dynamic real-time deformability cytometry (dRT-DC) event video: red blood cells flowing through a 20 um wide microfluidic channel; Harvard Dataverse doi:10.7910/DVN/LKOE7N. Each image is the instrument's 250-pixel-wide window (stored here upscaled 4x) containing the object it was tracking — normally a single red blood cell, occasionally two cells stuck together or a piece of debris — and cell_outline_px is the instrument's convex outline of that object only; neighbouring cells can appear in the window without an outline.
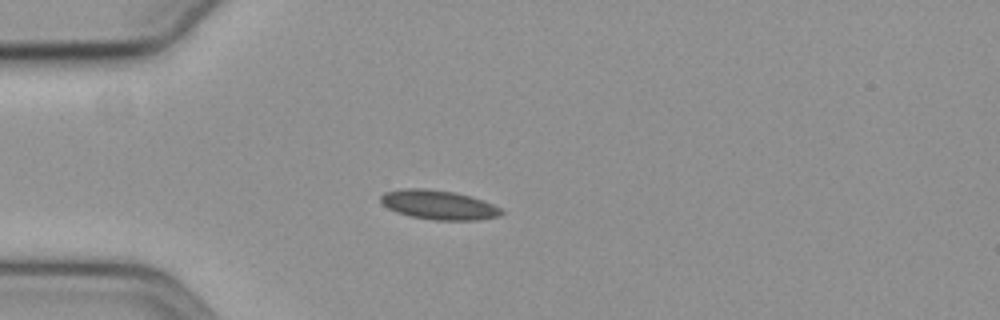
{"species": "common noctule bat (a hibernating species)", "species_latin": "Nyctalus noctula", "temperature_condition": "cold", "stored_images_in_passage": 43, "camera_frame_rate_fps": 3000, "um_per_image_px": 0.085, "animal": {"sex": "female", "body_mass_g": 19.3, "forearm_length_mm": 54.1}, "frame": {"image": 1, "passage_image": 1, "time_ms": 0.0, "image_size_px": [1000, 320], "cell_outline_px": [[504, 212], [500, 216], [476, 220], [432, 220], [412, 216], [396, 212], [388, 208], [380, 200], [380, 196], [384, 192], [404, 188], [424, 188], [456, 192], [472, 196], [484, 200], [500, 208]], "centroid_in_image_um": [37.3, 17.4], "position_along_channel_um": 47.7, "area_um2": 20.69}}
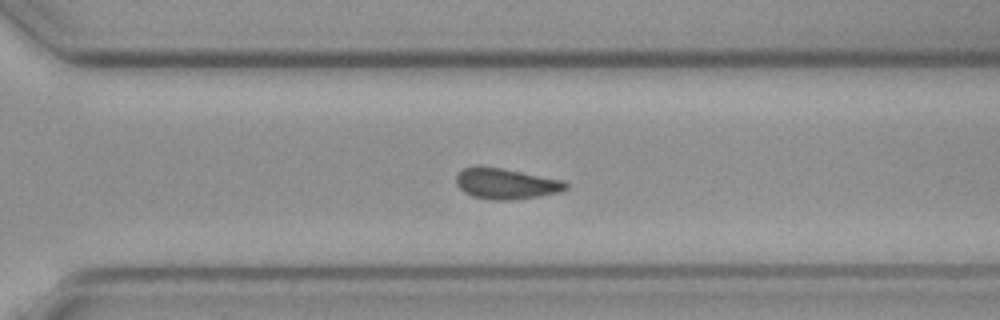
{"frame": {"image": 2, "passage_image": 26, "time_ms": 8.333, "image_size_px": [1000, 320], "cell_outline_px": [[568, 188], [560, 192], [540, 196], [516, 200], [488, 200], [472, 196], [464, 192], [456, 184], [456, 176], [460, 168], [476, 164], [480, 164], [564, 180], [568, 184]], "centroid_in_image_um": [42.96, 15.6], "position_along_channel_um": 327.6, "area_um2": 20.23}}
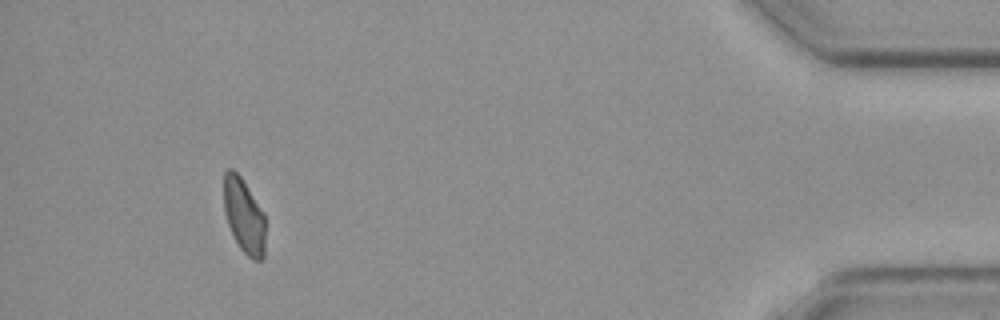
{"frame": {"image": 3, "passage_image": 39, "time_ms": 12.667, "image_size_px": [1000, 320], "cell_outline_px": [[264, 256], [260, 260], [252, 260], [240, 248], [228, 224], [224, 212], [224, 172], [228, 168], [232, 168], [240, 176], [264, 212]], "centroid_in_image_um": [20.73, 18.33], "position_along_channel_um": 414.5, "area_um2": 17.92}}